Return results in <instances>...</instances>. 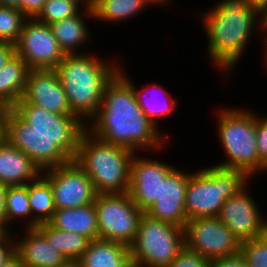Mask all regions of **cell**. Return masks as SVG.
<instances>
[{"label":"cell","instance_id":"b9f144b4","mask_svg":"<svg viewBox=\"0 0 267 267\" xmlns=\"http://www.w3.org/2000/svg\"><path fill=\"white\" fill-rule=\"evenodd\" d=\"M5 140L4 114H0V144Z\"/></svg>","mask_w":267,"mask_h":267},{"label":"cell","instance_id":"ffe728a7","mask_svg":"<svg viewBox=\"0 0 267 267\" xmlns=\"http://www.w3.org/2000/svg\"><path fill=\"white\" fill-rule=\"evenodd\" d=\"M121 68L119 67L118 73L132 86L140 108L155 125V127L158 128V121H160L159 118L162 119L171 116L170 114H172L178 106L177 101L172 98L173 96L168 93L164 86L159 85L156 82L151 83V85L148 84V86L144 88L138 89L134 86V83L126 74L127 72L124 73L123 67ZM161 96L163 97L161 98Z\"/></svg>","mask_w":267,"mask_h":267},{"label":"cell","instance_id":"e575fe53","mask_svg":"<svg viewBox=\"0 0 267 267\" xmlns=\"http://www.w3.org/2000/svg\"><path fill=\"white\" fill-rule=\"evenodd\" d=\"M46 0H20V11L27 18H35L42 10Z\"/></svg>","mask_w":267,"mask_h":267},{"label":"cell","instance_id":"f546056e","mask_svg":"<svg viewBox=\"0 0 267 267\" xmlns=\"http://www.w3.org/2000/svg\"><path fill=\"white\" fill-rule=\"evenodd\" d=\"M240 252L248 267H267V232L242 242Z\"/></svg>","mask_w":267,"mask_h":267},{"label":"cell","instance_id":"4fadbf2b","mask_svg":"<svg viewBox=\"0 0 267 267\" xmlns=\"http://www.w3.org/2000/svg\"><path fill=\"white\" fill-rule=\"evenodd\" d=\"M249 183L250 180L235 195L226 199L218 215L241 243L267 232V217L262 216L255 198L249 193Z\"/></svg>","mask_w":267,"mask_h":267},{"label":"cell","instance_id":"484cf974","mask_svg":"<svg viewBox=\"0 0 267 267\" xmlns=\"http://www.w3.org/2000/svg\"><path fill=\"white\" fill-rule=\"evenodd\" d=\"M148 6L143 0H93L94 19L108 23L126 21Z\"/></svg>","mask_w":267,"mask_h":267},{"label":"cell","instance_id":"c3c4849f","mask_svg":"<svg viewBox=\"0 0 267 267\" xmlns=\"http://www.w3.org/2000/svg\"><path fill=\"white\" fill-rule=\"evenodd\" d=\"M6 111V108L0 103V114H4Z\"/></svg>","mask_w":267,"mask_h":267},{"label":"cell","instance_id":"5b68a950","mask_svg":"<svg viewBox=\"0 0 267 267\" xmlns=\"http://www.w3.org/2000/svg\"><path fill=\"white\" fill-rule=\"evenodd\" d=\"M135 154L102 141L86 129L79 139L74 160L92 180L97 194L126 193Z\"/></svg>","mask_w":267,"mask_h":267},{"label":"cell","instance_id":"e0dca14e","mask_svg":"<svg viewBox=\"0 0 267 267\" xmlns=\"http://www.w3.org/2000/svg\"><path fill=\"white\" fill-rule=\"evenodd\" d=\"M24 237L15 239L16 255L23 267H62L69 261L37 228H24ZM18 240V241H17Z\"/></svg>","mask_w":267,"mask_h":267},{"label":"cell","instance_id":"ac0fdd59","mask_svg":"<svg viewBox=\"0 0 267 267\" xmlns=\"http://www.w3.org/2000/svg\"><path fill=\"white\" fill-rule=\"evenodd\" d=\"M40 167L6 139L0 144V182L8 186L26 185L41 174Z\"/></svg>","mask_w":267,"mask_h":267},{"label":"cell","instance_id":"52a82bcc","mask_svg":"<svg viewBox=\"0 0 267 267\" xmlns=\"http://www.w3.org/2000/svg\"><path fill=\"white\" fill-rule=\"evenodd\" d=\"M248 180L251 179L240 170L214 165L192 172L185 196L187 220L218 217L226 199L241 190Z\"/></svg>","mask_w":267,"mask_h":267},{"label":"cell","instance_id":"3957f363","mask_svg":"<svg viewBox=\"0 0 267 267\" xmlns=\"http://www.w3.org/2000/svg\"><path fill=\"white\" fill-rule=\"evenodd\" d=\"M200 15L208 39V58L219 70L231 72L256 27L262 29V16L248 7L245 0H219Z\"/></svg>","mask_w":267,"mask_h":267},{"label":"cell","instance_id":"d4e9b609","mask_svg":"<svg viewBox=\"0 0 267 267\" xmlns=\"http://www.w3.org/2000/svg\"><path fill=\"white\" fill-rule=\"evenodd\" d=\"M47 239L49 244L61 252L68 261L76 262L87 249L90 240L77 233L59 230L50 223L36 227Z\"/></svg>","mask_w":267,"mask_h":267},{"label":"cell","instance_id":"d6986e66","mask_svg":"<svg viewBox=\"0 0 267 267\" xmlns=\"http://www.w3.org/2000/svg\"><path fill=\"white\" fill-rule=\"evenodd\" d=\"M83 10L82 8L77 15L71 18L59 20L50 24L53 35L65 55L82 54V52L85 54L88 52L87 50L85 52L84 49L82 51L80 49L81 47L84 48V46L89 45L88 41H91L89 38L92 39L90 35L91 31H89L87 21L85 20L88 18L94 19V13L92 8H85V10Z\"/></svg>","mask_w":267,"mask_h":267},{"label":"cell","instance_id":"603a6c76","mask_svg":"<svg viewBox=\"0 0 267 267\" xmlns=\"http://www.w3.org/2000/svg\"><path fill=\"white\" fill-rule=\"evenodd\" d=\"M29 68L17 54L0 70V103L12 109L22 98Z\"/></svg>","mask_w":267,"mask_h":267},{"label":"cell","instance_id":"8d00e7d4","mask_svg":"<svg viewBox=\"0 0 267 267\" xmlns=\"http://www.w3.org/2000/svg\"><path fill=\"white\" fill-rule=\"evenodd\" d=\"M8 185L0 182V221L7 227L5 198Z\"/></svg>","mask_w":267,"mask_h":267},{"label":"cell","instance_id":"f1b7e54d","mask_svg":"<svg viewBox=\"0 0 267 267\" xmlns=\"http://www.w3.org/2000/svg\"><path fill=\"white\" fill-rule=\"evenodd\" d=\"M80 7L76 1L72 0H46L35 19L50 25L53 22L77 15L81 10Z\"/></svg>","mask_w":267,"mask_h":267},{"label":"cell","instance_id":"7a4b0ae2","mask_svg":"<svg viewBox=\"0 0 267 267\" xmlns=\"http://www.w3.org/2000/svg\"><path fill=\"white\" fill-rule=\"evenodd\" d=\"M88 124L95 137L134 153L167 146L166 136L142 111L132 86L118 72L105 85L101 107Z\"/></svg>","mask_w":267,"mask_h":267},{"label":"cell","instance_id":"8992f818","mask_svg":"<svg viewBox=\"0 0 267 267\" xmlns=\"http://www.w3.org/2000/svg\"><path fill=\"white\" fill-rule=\"evenodd\" d=\"M217 132L226 161L214 166L240 170L249 178L259 173L256 113L249 109L223 108L217 112ZM252 176V177H251Z\"/></svg>","mask_w":267,"mask_h":267},{"label":"cell","instance_id":"6da1fadb","mask_svg":"<svg viewBox=\"0 0 267 267\" xmlns=\"http://www.w3.org/2000/svg\"><path fill=\"white\" fill-rule=\"evenodd\" d=\"M5 139L42 171L74 160L87 126L75 115L58 114L22 99L4 113Z\"/></svg>","mask_w":267,"mask_h":267},{"label":"cell","instance_id":"7bdbcfd3","mask_svg":"<svg viewBox=\"0 0 267 267\" xmlns=\"http://www.w3.org/2000/svg\"><path fill=\"white\" fill-rule=\"evenodd\" d=\"M10 233L12 232L0 221V242L4 240Z\"/></svg>","mask_w":267,"mask_h":267},{"label":"cell","instance_id":"9a60e30c","mask_svg":"<svg viewBox=\"0 0 267 267\" xmlns=\"http://www.w3.org/2000/svg\"><path fill=\"white\" fill-rule=\"evenodd\" d=\"M21 99L50 112L74 115L55 69H29Z\"/></svg>","mask_w":267,"mask_h":267},{"label":"cell","instance_id":"ba28073f","mask_svg":"<svg viewBox=\"0 0 267 267\" xmlns=\"http://www.w3.org/2000/svg\"><path fill=\"white\" fill-rule=\"evenodd\" d=\"M185 246L183 227L152 218L144 212L130 246L131 261L143 267H168Z\"/></svg>","mask_w":267,"mask_h":267},{"label":"cell","instance_id":"f6af8a7d","mask_svg":"<svg viewBox=\"0 0 267 267\" xmlns=\"http://www.w3.org/2000/svg\"><path fill=\"white\" fill-rule=\"evenodd\" d=\"M72 1H76L80 6H82L81 8L83 9L92 8L93 6V0H72Z\"/></svg>","mask_w":267,"mask_h":267},{"label":"cell","instance_id":"cb8c5ba5","mask_svg":"<svg viewBox=\"0 0 267 267\" xmlns=\"http://www.w3.org/2000/svg\"><path fill=\"white\" fill-rule=\"evenodd\" d=\"M28 199L32 212V228L49 223L56 206L50 181L43 174L28 182Z\"/></svg>","mask_w":267,"mask_h":267},{"label":"cell","instance_id":"44dd1931","mask_svg":"<svg viewBox=\"0 0 267 267\" xmlns=\"http://www.w3.org/2000/svg\"><path fill=\"white\" fill-rule=\"evenodd\" d=\"M76 262L78 267H130V247L110 240H91Z\"/></svg>","mask_w":267,"mask_h":267},{"label":"cell","instance_id":"4dcf8cb0","mask_svg":"<svg viewBox=\"0 0 267 267\" xmlns=\"http://www.w3.org/2000/svg\"><path fill=\"white\" fill-rule=\"evenodd\" d=\"M256 142L259 157V174L267 172V117L256 115Z\"/></svg>","mask_w":267,"mask_h":267},{"label":"cell","instance_id":"f35d334b","mask_svg":"<svg viewBox=\"0 0 267 267\" xmlns=\"http://www.w3.org/2000/svg\"><path fill=\"white\" fill-rule=\"evenodd\" d=\"M260 32L263 34V35H261L262 37H263V41L261 42V43H263V46H261V47H263V49H264V56H265V58H264V63L266 64V67H267V26H262V29L260 30Z\"/></svg>","mask_w":267,"mask_h":267},{"label":"cell","instance_id":"d6a6232c","mask_svg":"<svg viewBox=\"0 0 267 267\" xmlns=\"http://www.w3.org/2000/svg\"><path fill=\"white\" fill-rule=\"evenodd\" d=\"M15 239L16 236L10 233L0 242V266L10 261L16 255Z\"/></svg>","mask_w":267,"mask_h":267},{"label":"cell","instance_id":"30bf717a","mask_svg":"<svg viewBox=\"0 0 267 267\" xmlns=\"http://www.w3.org/2000/svg\"><path fill=\"white\" fill-rule=\"evenodd\" d=\"M184 230L186 247L210 261L240 252L241 242L218 217L189 219Z\"/></svg>","mask_w":267,"mask_h":267},{"label":"cell","instance_id":"277c9868","mask_svg":"<svg viewBox=\"0 0 267 267\" xmlns=\"http://www.w3.org/2000/svg\"><path fill=\"white\" fill-rule=\"evenodd\" d=\"M92 53L65 55L55 69L72 113L86 126L101 107L105 85L118 72V61L101 60Z\"/></svg>","mask_w":267,"mask_h":267},{"label":"cell","instance_id":"1f68e13d","mask_svg":"<svg viewBox=\"0 0 267 267\" xmlns=\"http://www.w3.org/2000/svg\"><path fill=\"white\" fill-rule=\"evenodd\" d=\"M168 267H212V263L209 259L185 246Z\"/></svg>","mask_w":267,"mask_h":267},{"label":"cell","instance_id":"7dc6e473","mask_svg":"<svg viewBox=\"0 0 267 267\" xmlns=\"http://www.w3.org/2000/svg\"><path fill=\"white\" fill-rule=\"evenodd\" d=\"M262 26H267V11L262 16Z\"/></svg>","mask_w":267,"mask_h":267},{"label":"cell","instance_id":"5bb4252c","mask_svg":"<svg viewBox=\"0 0 267 267\" xmlns=\"http://www.w3.org/2000/svg\"><path fill=\"white\" fill-rule=\"evenodd\" d=\"M134 155L131 162L128 194L132 201L145 212L161 196L162 180L176 168L171 163Z\"/></svg>","mask_w":267,"mask_h":267},{"label":"cell","instance_id":"836d02e7","mask_svg":"<svg viewBox=\"0 0 267 267\" xmlns=\"http://www.w3.org/2000/svg\"><path fill=\"white\" fill-rule=\"evenodd\" d=\"M211 263L212 267H248L241 252L231 256L216 258Z\"/></svg>","mask_w":267,"mask_h":267},{"label":"cell","instance_id":"60d3db41","mask_svg":"<svg viewBox=\"0 0 267 267\" xmlns=\"http://www.w3.org/2000/svg\"><path fill=\"white\" fill-rule=\"evenodd\" d=\"M0 267H23L17 255H15L10 261L1 265Z\"/></svg>","mask_w":267,"mask_h":267},{"label":"cell","instance_id":"7402d4cb","mask_svg":"<svg viewBox=\"0 0 267 267\" xmlns=\"http://www.w3.org/2000/svg\"><path fill=\"white\" fill-rule=\"evenodd\" d=\"M49 223L59 230L85 236L90 241L99 239L97 212L94 203L76 208L56 209Z\"/></svg>","mask_w":267,"mask_h":267},{"label":"cell","instance_id":"ee69618b","mask_svg":"<svg viewBox=\"0 0 267 267\" xmlns=\"http://www.w3.org/2000/svg\"><path fill=\"white\" fill-rule=\"evenodd\" d=\"M148 6L151 5H157L160 6V5H165L168 6L167 4H169V0H143Z\"/></svg>","mask_w":267,"mask_h":267},{"label":"cell","instance_id":"74e56055","mask_svg":"<svg viewBox=\"0 0 267 267\" xmlns=\"http://www.w3.org/2000/svg\"><path fill=\"white\" fill-rule=\"evenodd\" d=\"M248 7L258 12L261 16L267 11V0H245Z\"/></svg>","mask_w":267,"mask_h":267},{"label":"cell","instance_id":"d590c367","mask_svg":"<svg viewBox=\"0 0 267 267\" xmlns=\"http://www.w3.org/2000/svg\"><path fill=\"white\" fill-rule=\"evenodd\" d=\"M16 55L15 45L9 42H0V70Z\"/></svg>","mask_w":267,"mask_h":267},{"label":"cell","instance_id":"9c48e42d","mask_svg":"<svg viewBox=\"0 0 267 267\" xmlns=\"http://www.w3.org/2000/svg\"><path fill=\"white\" fill-rule=\"evenodd\" d=\"M99 239L131 246L143 211L126 193L97 194L95 198Z\"/></svg>","mask_w":267,"mask_h":267},{"label":"cell","instance_id":"8fae6325","mask_svg":"<svg viewBox=\"0 0 267 267\" xmlns=\"http://www.w3.org/2000/svg\"><path fill=\"white\" fill-rule=\"evenodd\" d=\"M15 49L29 69H56L65 57L50 25L35 18L24 22Z\"/></svg>","mask_w":267,"mask_h":267},{"label":"cell","instance_id":"2e32d148","mask_svg":"<svg viewBox=\"0 0 267 267\" xmlns=\"http://www.w3.org/2000/svg\"><path fill=\"white\" fill-rule=\"evenodd\" d=\"M190 175V172L175 168L165 180H162L161 196L145 213L152 218L185 228L188 221L185 196Z\"/></svg>","mask_w":267,"mask_h":267},{"label":"cell","instance_id":"ab89813d","mask_svg":"<svg viewBox=\"0 0 267 267\" xmlns=\"http://www.w3.org/2000/svg\"><path fill=\"white\" fill-rule=\"evenodd\" d=\"M0 6L20 10V0H0Z\"/></svg>","mask_w":267,"mask_h":267},{"label":"cell","instance_id":"bcb514c9","mask_svg":"<svg viewBox=\"0 0 267 267\" xmlns=\"http://www.w3.org/2000/svg\"><path fill=\"white\" fill-rule=\"evenodd\" d=\"M62 267H78L77 262L69 261L67 264H65Z\"/></svg>","mask_w":267,"mask_h":267},{"label":"cell","instance_id":"4316f807","mask_svg":"<svg viewBox=\"0 0 267 267\" xmlns=\"http://www.w3.org/2000/svg\"><path fill=\"white\" fill-rule=\"evenodd\" d=\"M5 209L7 228L10 231H12L11 227H9L10 224L12 225L14 221L17 222V220H21L22 217V220H26V222L21 229L32 228V212L28 199V183L26 185L8 186L5 198Z\"/></svg>","mask_w":267,"mask_h":267},{"label":"cell","instance_id":"681fc988","mask_svg":"<svg viewBox=\"0 0 267 267\" xmlns=\"http://www.w3.org/2000/svg\"><path fill=\"white\" fill-rule=\"evenodd\" d=\"M131 267H143V266H139V265H136V264H131Z\"/></svg>","mask_w":267,"mask_h":267},{"label":"cell","instance_id":"83f0119b","mask_svg":"<svg viewBox=\"0 0 267 267\" xmlns=\"http://www.w3.org/2000/svg\"><path fill=\"white\" fill-rule=\"evenodd\" d=\"M27 17L18 9L0 6V42L16 44Z\"/></svg>","mask_w":267,"mask_h":267},{"label":"cell","instance_id":"7c38bea8","mask_svg":"<svg viewBox=\"0 0 267 267\" xmlns=\"http://www.w3.org/2000/svg\"><path fill=\"white\" fill-rule=\"evenodd\" d=\"M42 174L50 181L56 209L76 208L95 202L97 193L93 182L75 160L46 169Z\"/></svg>","mask_w":267,"mask_h":267}]
</instances>
